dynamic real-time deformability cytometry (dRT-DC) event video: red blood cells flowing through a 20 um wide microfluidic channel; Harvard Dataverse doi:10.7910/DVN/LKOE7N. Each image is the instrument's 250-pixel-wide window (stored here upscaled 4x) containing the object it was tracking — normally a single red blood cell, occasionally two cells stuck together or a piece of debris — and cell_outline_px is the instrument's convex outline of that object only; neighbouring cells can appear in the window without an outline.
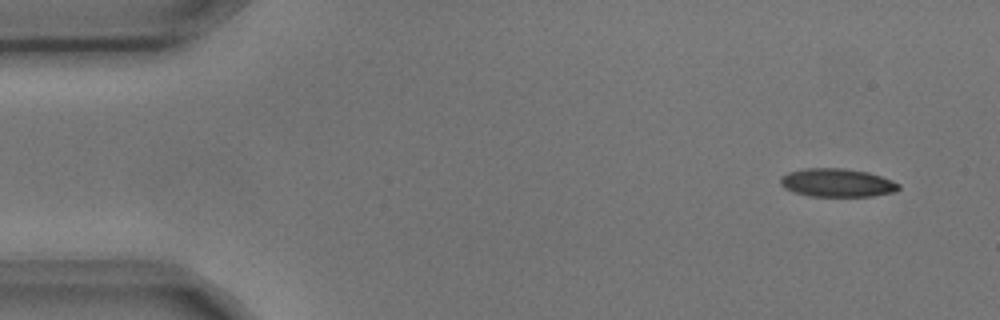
{"species": "common noctule bat (a hibernating species)", "species_latin": "Nyctalus noctula", "temperature_condition": "cold", "stored_images_in_passage": 4, "camera_frame_rate_fps": 3000, "um_per_image_px": 0.085, "animal": {"sex": "male", "body_mass_g": 17.9, "forearm_length_mm": 54.2}, "frame": {"image": 1, "passage_image": 1, "time_ms": 0.0, "image_size_px": [1000, 320], "cell_outline_px": [[900, 188], [896, 192], [872, 196], [808, 196], [792, 192], [784, 188], [780, 184], [780, 176], [788, 172], [808, 168], [844, 168], [868, 172], [892, 180], [900, 184]], "centroid_in_image_um": [71.14, 15.54], "position_along_channel_um": 13.9, "area_um2": 19.71}}
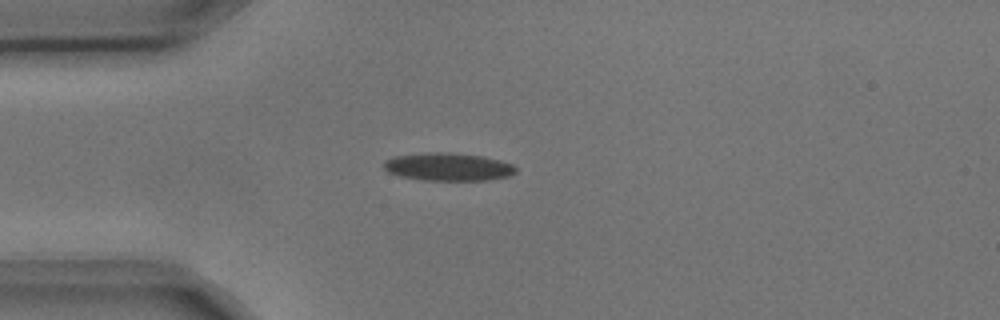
{"frame": {"image": 2, "passage_image": 4, "time_ms": 1.0, "image_size_px": [1000, 320], "cell_outline_px": [[516, 172], [508, 176], [488, 180], [424, 180], [400, 176], [388, 172], [384, 168], [384, 160], [392, 156], [428, 152], [448, 152], [480, 156], [500, 160], [512, 164], [516, 168]], "centroid_in_image_um": [38.06, 14.17], "position_along_channel_um": 46.9, "area_um2": 21.44}}